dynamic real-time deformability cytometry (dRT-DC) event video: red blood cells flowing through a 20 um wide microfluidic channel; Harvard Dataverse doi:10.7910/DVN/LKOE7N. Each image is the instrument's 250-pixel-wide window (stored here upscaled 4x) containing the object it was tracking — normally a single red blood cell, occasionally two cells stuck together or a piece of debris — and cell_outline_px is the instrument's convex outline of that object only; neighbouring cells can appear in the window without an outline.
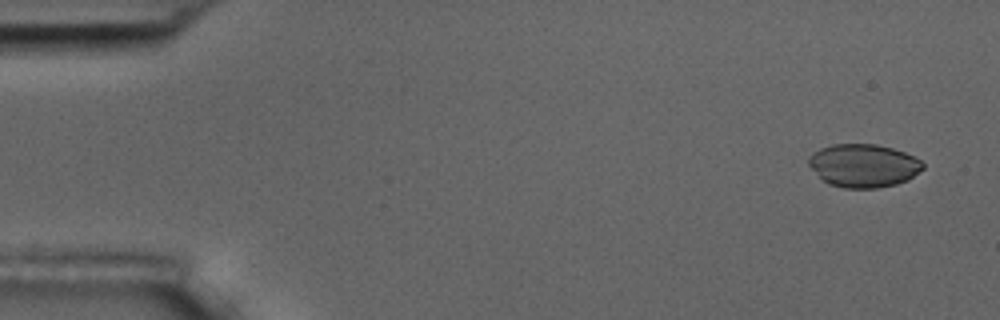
{"species": "common noctule bat (a hibernating species)", "species_latin": "Nyctalus noctula", "temperature_condition": "room temperature", "stored_images_in_passage": 4, "camera_frame_rate_fps": 3000, "um_per_image_px": 0.085, "animal": {"sex": "male", "body_mass_g": 17.5, "forearm_length_mm": 52.3}, "frame": {"image": 1, "passage_image": 1, "time_ms": 0.0, "image_size_px": [1000, 320], "cell_outline_px": [[924, 168], [908, 180], [896, 184], [876, 188], [844, 188], [828, 184], [808, 164], [808, 156], [812, 152], [820, 148], [832, 144], [876, 144], [892, 148], [904, 152], [920, 160], [924, 164]], "centroid_in_image_um": [73.39, 14.07], "position_along_channel_um": 11.6, "area_um2": 28.73}}